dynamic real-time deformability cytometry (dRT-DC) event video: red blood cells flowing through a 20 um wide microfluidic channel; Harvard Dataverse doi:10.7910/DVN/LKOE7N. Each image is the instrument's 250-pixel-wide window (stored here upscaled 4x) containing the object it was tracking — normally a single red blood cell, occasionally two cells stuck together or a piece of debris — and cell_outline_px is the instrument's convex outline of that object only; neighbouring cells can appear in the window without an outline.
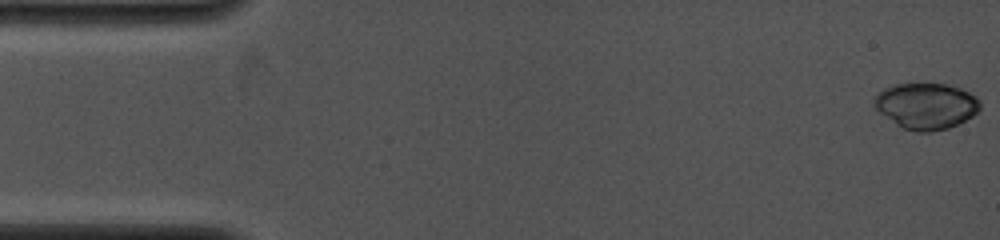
{"species": "common noctule bat (a hibernating species)", "species_latin": "Nyctalus noctula", "temperature_condition": "cold", "stored_images_in_passage": 6, "camera_frame_rate_fps": 4000, "um_per_image_px": 0.085, "animal": {"sex": "female", "body_mass_g": 19.0, "forearm_length_mm": 53.3}, "frame": {"image": 1, "passage_image": 1, "time_ms": 0.0, "image_size_px": [1000, 240], "cell_outline_px": [[980, 108], [972, 116], [948, 128], [932, 132], [916, 132], [904, 128], [896, 124], [880, 112], [872, 104], [872, 100], [876, 92], [884, 88], [896, 84], [924, 80], [944, 84], [960, 88], [976, 96], [980, 100]], "centroid_in_image_um": [78.68, 8.95], "position_along_channel_um": 6.3, "area_um2": 29.07}}
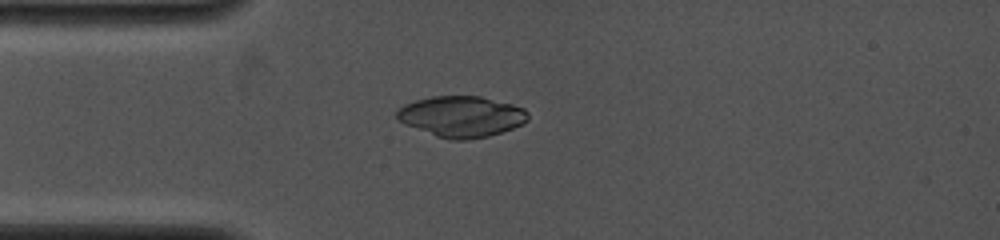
{"frame": {"image": 2, "passage_image": 5, "time_ms": 3.75, "image_size_px": [1000, 240], "cell_outline_px": [[528, 120], [512, 128], [488, 136], [468, 140], [452, 140], [436, 136], [404, 124], [396, 116], [396, 112], [404, 104], [416, 100], [432, 96], [480, 96], [512, 104], [524, 108], [528, 112]], "centroid_in_image_um": [39.22, 9.9], "position_along_channel_um": 45.8, "area_um2": 31.1}}